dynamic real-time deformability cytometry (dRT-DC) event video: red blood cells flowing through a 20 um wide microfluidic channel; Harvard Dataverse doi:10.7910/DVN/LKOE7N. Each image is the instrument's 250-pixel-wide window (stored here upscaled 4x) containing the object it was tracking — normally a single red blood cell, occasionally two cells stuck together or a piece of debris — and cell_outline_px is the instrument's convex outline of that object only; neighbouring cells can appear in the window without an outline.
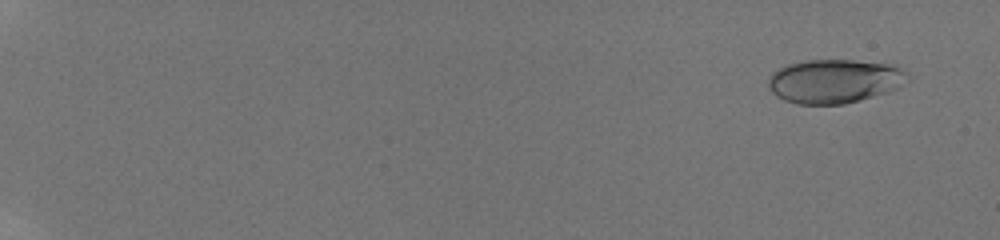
{"species": "human", "species_latin": "Homo sapiens", "temperature_condition": "room temperature", "stored_images_in_passage": 9, "camera_frame_rate_fps": 3000, "um_per_image_px": 0.085, "donor": {"sex": "male"}, "frame": {"image": 1, "passage_image": 2, "time_ms": 1.0, "image_size_px": [1000, 240], "cell_outline_px": [[912, 80], [888, 92], [860, 100], [844, 104], [796, 104], [784, 100], [776, 96], [772, 92], [768, 84], [768, 76], [772, 72], [784, 64], [804, 60], [852, 60], [896, 64], [908, 72]], "centroid_in_image_um": [70.96, 6.88], "position_along_channel_um": 14.0, "area_um2": 36.36}}
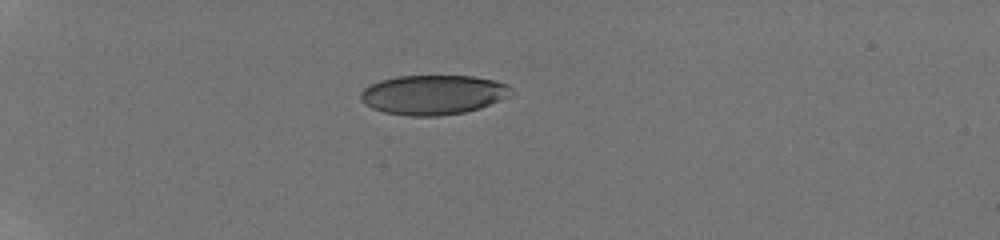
{"frame": {"image": 2, "passage_image": 7, "time_ms": 5.667, "image_size_px": [1000, 240], "cell_outline_px": [[516, 92], [500, 100], [480, 108], [464, 112], [440, 116], [408, 116], [384, 112], [372, 108], [364, 104], [360, 100], [360, 92], [364, 88], [380, 80], [396, 76], [472, 76], [496, 80], [508, 84]], "centroid_in_image_um": [36.83, 8.05], "position_along_channel_um": 48.2, "area_um2": 35.03}}
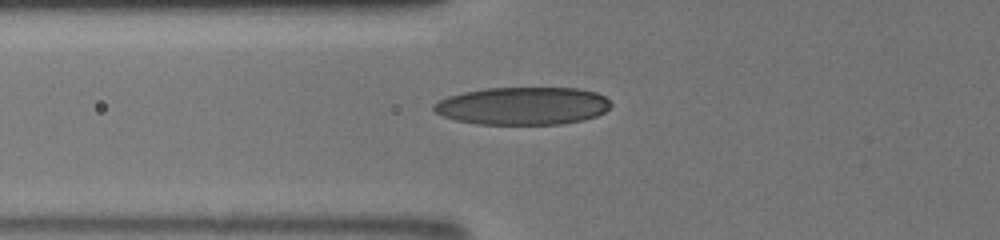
{"frame": {"image": 3, "passage_image": 9, "time_ms": 7.667, "image_size_px": [1000, 240], "cell_outline_px": [[612, 104], [604, 112], [596, 116], [584, 120], [560, 124], [476, 124], [456, 120], [444, 116], [436, 112], [432, 108], [432, 104], [448, 96], [464, 92], [488, 88], [576, 88], [596, 92], [604, 96]], "centroid_in_image_um": [44.44, 9.0], "position_along_channel_um": 81.4, "area_um2": 38.9}}